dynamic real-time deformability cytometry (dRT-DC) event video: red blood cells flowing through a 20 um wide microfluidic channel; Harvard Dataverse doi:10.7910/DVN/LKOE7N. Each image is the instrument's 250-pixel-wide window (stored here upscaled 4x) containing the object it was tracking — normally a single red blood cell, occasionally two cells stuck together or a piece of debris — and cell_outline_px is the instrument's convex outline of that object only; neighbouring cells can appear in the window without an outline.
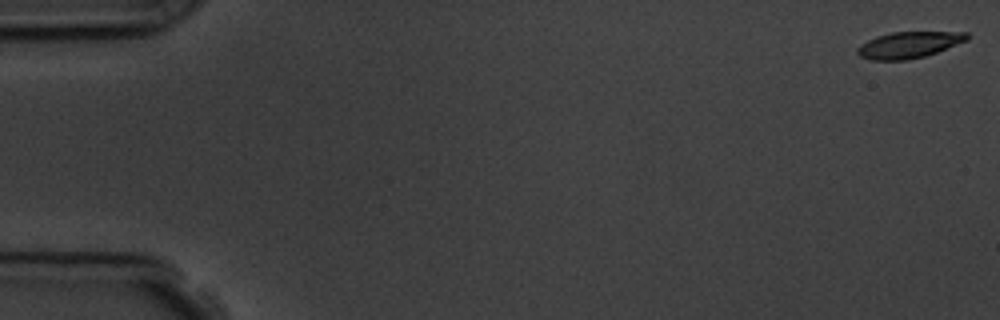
{"species": "common noctule bat (a hibernating species)", "species_latin": "Nyctalus noctula", "temperature_condition": "room temperature", "stored_images_in_passage": 8, "camera_frame_rate_fps": 3000, "um_per_image_px": 0.085, "animal": {"sex": "male", "body_mass_g": 19.5, "forearm_length_mm": 54.6}, "frame": {"image": 1, "passage_image": 1, "time_ms": 0.0, "image_size_px": [1000, 320], "cell_outline_px": [[968, 40], [936, 52], [924, 56], [908, 60], [872, 60], [860, 56], [856, 52], [856, 48], [860, 44], [876, 36], [892, 32], [968, 32]], "centroid_in_image_um": [77.22, 3.81], "position_along_channel_um": 7.8, "area_um2": 16.76}}